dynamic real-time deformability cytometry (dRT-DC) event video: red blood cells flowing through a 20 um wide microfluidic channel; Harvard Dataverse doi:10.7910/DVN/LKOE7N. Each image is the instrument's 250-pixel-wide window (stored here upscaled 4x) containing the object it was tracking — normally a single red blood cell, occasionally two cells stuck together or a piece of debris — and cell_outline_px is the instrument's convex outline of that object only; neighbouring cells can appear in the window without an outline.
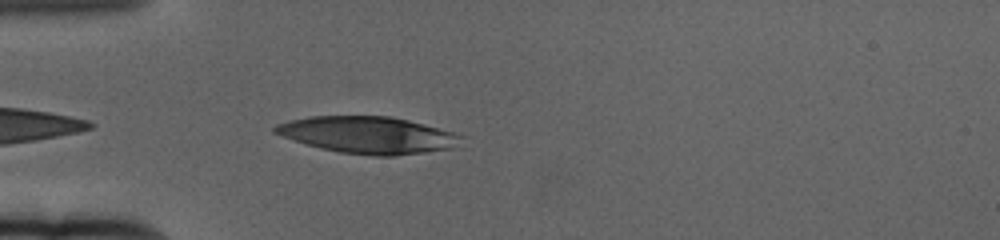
{"species": "human", "species_latin": "Homo sapiens", "temperature_condition": "cold", "stored_images_in_passage": 36, "camera_frame_rate_fps": 3000, "um_per_image_px": 0.085, "donor": {"sex": "female"}, "frame": {"image": 1, "passage_image": 1, "time_ms": 0.0, "image_size_px": [1000, 240], "cell_outline_px": [[468, 136], [460, 148], [396, 156], [372, 156], [340, 152], [320, 148], [272, 132], [272, 128], [276, 124], [288, 120], [312, 116], [392, 116], [424, 124]], "centroid_in_image_um": [31.41, 11.48], "position_along_channel_um": 53.6, "area_um2": 40.58}}
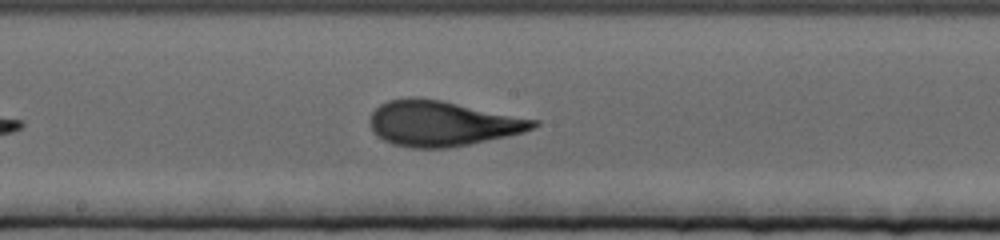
{"frame": {"image": 2, "passage_image": 16, "time_ms": 5.0, "image_size_px": [1000, 240], "cell_outline_px": [[540, 124], [524, 132], [468, 144], [448, 148], [412, 148], [392, 144], [384, 140], [372, 132], [368, 120], [372, 112], [380, 104], [388, 100], [412, 96], [416, 96], [440, 100], [540, 120]], "centroid_in_image_um": [37.54, 10.48], "position_along_channel_um": 210.7, "area_um2": 43.23}}
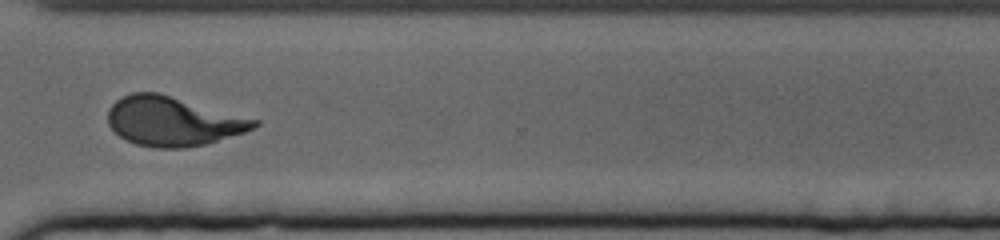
{"frame": {"image": 3, "passage_image": 29, "time_ms": 9.333, "image_size_px": [1000, 240], "cell_outline_px": [[260, 124], [244, 132], [204, 144], [184, 148], [152, 148], [136, 144], [120, 136], [108, 124], [108, 108], [116, 100], [132, 92], [160, 92], [260, 120]], "centroid_in_image_um": [14.69, 10.29], "position_along_channel_um": 355.9, "area_um2": 42.02}, "authors_computed_cell_mechanics": {"area_um2": 42.0206, "velocity_mm_per_s": 3.3492, "shape_relaxation_time_tau1_ms": 5.6285, "shape_relaxation_time_tau2_ms": 1.1394, "deformation_change_tau1": 0.2293, "deformation_change_tau2": 0.09}}